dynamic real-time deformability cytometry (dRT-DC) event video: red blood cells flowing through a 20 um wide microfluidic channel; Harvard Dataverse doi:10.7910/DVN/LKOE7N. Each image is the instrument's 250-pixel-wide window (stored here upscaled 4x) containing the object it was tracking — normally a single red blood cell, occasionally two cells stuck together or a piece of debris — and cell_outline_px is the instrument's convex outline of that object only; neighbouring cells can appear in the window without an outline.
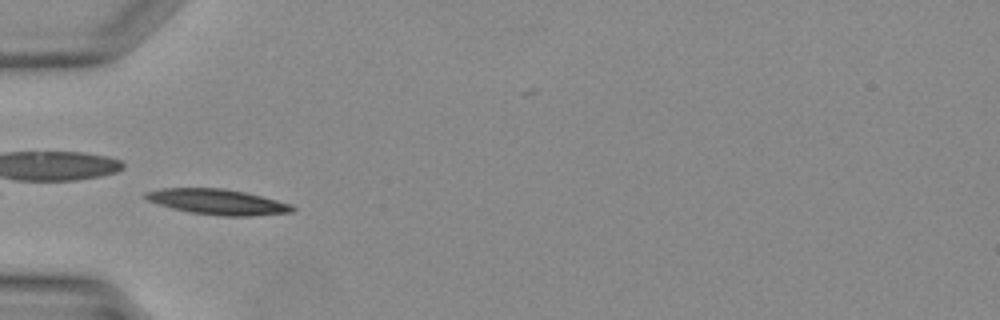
{"species": "Egyptian fruit bat (a non-hibernating species)", "species_latin": "Rousettus aegyptiacus", "temperature_condition": "warm", "stored_images_in_passage": 27, "camera_frame_rate_fps": 3000, "um_per_image_px": 0.085, "animal": {"sex": "female"}, "frame": {"image": 1, "passage_image": 1, "time_ms": 0.0, "image_size_px": [1000, 320], "cell_outline_px": [[296, 208], [292, 212], [252, 216], [220, 216], [188, 212], [172, 208], [148, 200], [144, 196], [144, 192], [164, 188], [224, 188], [244, 192], [292, 204]], "centroid_in_image_um": [18.51, 17.16], "position_along_channel_um": 66.5, "area_um2": 21.68}}
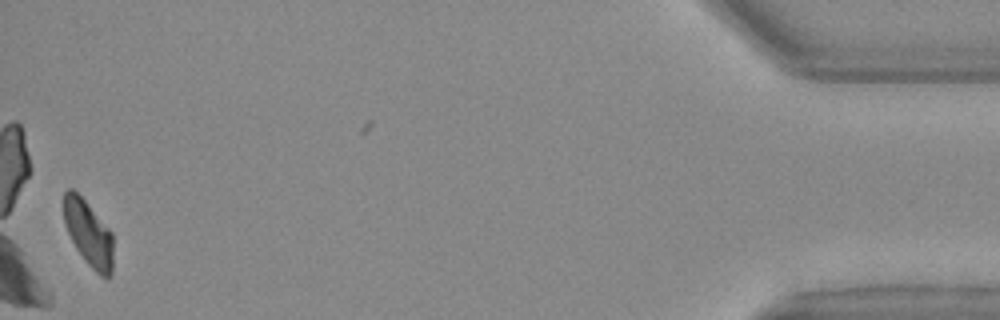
{"frame": {"image": 2, "passage_image": 27, "time_ms": 8.667, "image_size_px": [1000, 320], "cell_outline_px": [[112, 276], [108, 280], [100, 276], [88, 264], [76, 248], [64, 224], [64, 192], [68, 188], [72, 188], [84, 200], [112, 232]], "centroid_in_image_um": [7.53, 19.87], "position_along_channel_um": 427.7, "area_um2": 18.73}}